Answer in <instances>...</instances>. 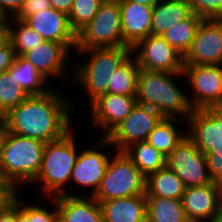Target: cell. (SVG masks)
<instances>
[{
	"label": "cell",
	"instance_id": "obj_1",
	"mask_svg": "<svg viewBox=\"0 0 222 222\" xmlns=\"http://www.w3.org/2000/svg\"><path fill=\"white\" fill-rule=\"evenodd\" d=\"M188 135L166 157V165L185 187L212 183L222 169V124L204 123Z\"/></svg>",
	"mask_w": 222,
	"mask_h": 222
},
{
	"label": "cell",
	"instance_id": "obj_2",
	"mask_svg": "<svg viewBox=\"0 0 222 222\" xmlns=\"http://www.w3.org/2000/svg\"><path fill=\"white\" fill-rule=\"evenodd\" d=\"M67 99L54 88L40 96H28L4 115L10 132L44 143L62 138L72 130V108Z\"/></svg>",
	"mask_w": 222,
	"mask_h": 222
},
{
	"label": "cell",
	"instance_id": "obj_3",
	"mask_svg": "<svg viewBox=\"0 0 222 222\" xmlns=\"http://www.w3.org/2000/svg\"><path fill=\"white\" fill-rule=\"evenodd\" d=\"M184 76L183 72H157L140 69L137 77L136 102L155 109L163 118H185L190 129L205 122L194 112L188 95L178 87L173 77Z\"/></svg>",
	"mask_w": 222,
	"mask_h": 222
},
{
	"label": "cell",
	"instance_id": "obj_4",
	"mask_svg": "<svg viewBox=\"0 0 222 222\" xmlns=\"http://www.w3.org/2000/svg\"><path fill=\"white\" fill-rule=\"evenodd\" d=\"M74 131L67 132L62 138L47 142L37 177L32 183L43 184L42 193L48 197L67 195L72 169L78 157Z\"/></svg>",
	"mask_w": 222,
	"mask_h": 222
},
{
	"label": "cell",
	"instance_id": "obj_5",
	"mask_svg": "<svg viewBox=\"0 0 222 222\" xmlns=\"http://www.w3.org/2000/svg\"><path fill=\"white\" fill-rule=\"evenodd\" d=\"M45 144L10 132L0 154V179L17 189L23 183L32 184L41 166Z\"/></svg>",
	"mask_w": 222,
	"mask_h": 222
},
{
	"label": "cell",
	"instance_id": "obj_6",
	"mask_svg": "<svg viewBox=\"0 0 222 222\" xmlns=\"http://www.w3.org/2000/svg\"><path fill=\"white\" fill-rule=\"evenodd\" d=\"M184 78L190 84L188 102L205 123L222 124V66L184 65Z\"/></svg>",
	"mask_w": 222,
	"mask_h": 222
},
{
	"label": "cell",
	"instance_id": "obj_7",
	"mask_svg": "<svg viewBox=\"0 0 222 222\" xmlns=\"http://www.w3.org/2000/svg\"><path fill=\"white\" fill-rule=\"evenodd\" d=\"M76 51L77 54L87 53L90 55L89 60L83 65L77 64L76 76L74 77V81L80 83L87 92L90 106L100 96L108 93V85L113 72L131 53V48L112 47Z\"/></svg>",
	"mask_w": 222,
	"mask_h": 222
},
{
	"label": "cell",
	"instance_id": "obj_8",
	"mask_svg": "<svg viewBox=\"0 0 222 222\" xmlns=\"http://www.w3.org/2000/svg\"><path fill=\"white\" fill-rule=\"evenodd\" d=\"M123 47L119 0H104L96 15L76 33L75 50Z\"/></svg>",
	"mask_w": 222,
	"mask_h": 222
},
{
	"label": "cell",
	"instance_id": "obj_9",
	"mask_svg": "<svg viewBox=\"0 0 222 222\" xmlns=\"http://www.w3.org/2000/svg\"><path fill=\"white\" fill-rule=\"evenodd\" d=\"M116 153L93 196L99 203L146 193V177L124 151Z\"/></svg>",
	"mask_w": 222,
	"mask_h": 222
},
{
	"label": "cell",
	"instance_id": "obj_10",
	"mask_svg": "<svg viewBox=\"0 0 222 222\" xmlns=\"http://www.w3.org/2000/svg\"><path fill=\"white\" fill-rule=\"evenodd\" d=\"M163 117L153 108L137 104L130 114L106 137H101L96 147L113 145L116 151H124L130 145L146 141L150 132Z\"/></svg>",
	"mask_w": 222,
	"mask_h": 222
},
{
	"label": "cell",
	"instance_id": "obj_11",
	"mask_svg": "<svg viewBox=\"0 0 222 222\" xmlns=\"http://www.w3.org/2000/svg\"><path fill=\"white\" fill-rule=\"evenodd\" d=\"M140 50V51H139ZM140 69L157 72H182L183 56L162 36L149 35L133 48Z\"/></svg>",
	"mask_w": 222,
	"mask_h": 222
},
{
	"label": "cell",
	"instance_id": "obj_12",
	"mask_svg": "<svg viewBox=\"0 0 222 222\" xmlns=\"http://www.w3.org/2000/svg\"><path fill=\"white\" fill-rule=\"evenodd\" d=\"M184 65H222V19H203L190 49L183 57Z\"/></svg>",
	"mask_w": 222,
	"mask_h": 222
},
{
	"label": "cell",
	"instance_id": "obj_13",
	"mask_svg": "<svg viewBox=\"0 0 222 222\" xmlns=\"http://www.w3.org/2000/svg\"><path fill=\"white\" fill-rule=\"evenodd\" d=\"M189 222H212L222 212V176L210 184L186 187L182 197Z\"/></svg>",
	"mask_w": 222,
	"mask_h": 222
},
{
	"label": "cell",
	"instance_id": "obj_14",
	"mask_svg": "<svg viewBox=\"0 0 222 222\" xmlns=\"http://www.w3.org/2000/svg\"><path fill=\"white\" fill-rule=\"evenodd\" d=\"M136 96L106 93L90 105L91 125L103 129L106 137L117 127L136 105Z\"/></svg>",
	"mask_w": 222,
	"mask_h": 222
},
{
	"label": "cell",
	"instance_id": "obj_15",
	"mask_svg": "<svg viewBox=\"0 0 222 222\" xmlns=\"http://www.w3.org/2000/svg\"><path fill=\"white\" fill-rule=\"evenodd\" d=\"M23 22L45 41L62 43L75 53L76 32L71 28L67 14L51 7L27 16Z\"/></svg>",
	"mask_w": 222,
	"mask_h": 222
},
{
	"label": "cell",
	"instance_id": "obj_16",
	"mask_svg": "<svg viewBox=\"0 0 222 222\" xmlns=\"http://www.w3.org/2000/svg\"><path fill=\"white\" fill-rule=\"evenodd\" d=\"M99 148H91L82 150L78 154L75 165L72 169L70 182H74L77 186L92 188L88 196H94L100 186L101 180L105 175L107 164L111 157ZM81 185V186H80Z\"/></svg>",
	"mask_w": 222,
	"mask_h": 222
},
{
	"label": "cell",
	"instance_id": "obj_17",
	"mask_svg": "<svg viewBox=\"0 0 222 222\" xmlns=\"http://www.w3.org/2000/svg\"><path fill=\"white\" fill-rule=\"evenodd\" d=\"M123 47L133 48L151 35L153 6L132 2H119Z\"/></svg>",
	"mask_w": 222,
	"mask_h": 222
},
{
	"label": "cell",
	"instance_id": "obj_18",
	"mask_svg": "<svg viewBox=\"0 0 222 222\" xmlns=\"http://www.w3.org/2000/svg\"><path fill=\"white\" fill-rule=\"evenodd\" d=\"M70 50L62 43L44 41L22 56L45 78L62 77L67 73L65 62ZM68 55V56H67Z\"/></svg>",
	"mask_w": 222,
	"mask_h": 222
},
{
	"label": "cell",
	"instance_id": "obj_19",
	"mask_svg": "<svg viewBox=\"0 0 222 222\" xmlns=\"http://www.w3.org/2000/svg\"><path fill=\"white\" fill-rule=\"evenodd\" d=\"M54 198L58 222H104L100 203L92 196L87 198L70 192Z\"/></svg>",
	"mask_w": 222,
	"mask_h": 222
},
{
	"label": "cell",
	"instance_id": "obj_20",
	"mask_svg": "<svg viewBox=\"0 0 222 222\" xmlns=\"http://www.w3.org/2000/svg\"><path fill=\"white\" fill-rule=\"evenodd\" d=\"M104 222H147L146 194L101 201Z\"/></svg>",
	"mask_w": 222,
	"mask_h": 222
},
{
	"label": "cell",
	"instance_id": "obj_21",
	"mask_svg": "<svg viewBox=\"0 0 222 222\" xmlns=\"http://www.w3.org/2000/svg\"><path fill=\"white\" fill-rule=\"evenodd\" d=\"M193 13L189 0H160L153 6L151 35L162 36Z\"/></svg>",
	"mask_w": 222,
	"mask_h": 222
},
{
	"label": "cell",
	"instance_id": "obj_22",
	"mask_svg": "<svg viewBox=\"0 0 222 222\" xmlns=\"http://www.w3.org/2000/svg\"><path fill=\"white\" fill-rule=\"evenodd\" d=\"M185 186L177 174L167 165L146 178V196L181 200Z\"/></svg>",
	"mask_w": 222,
	"mask_h": 222
},
{
	"label": "cell",
	"instance_id": "obj_23",
	"mask_svg": "<svg viewBox=\"0 0 222 222\" xmlns=\"http://www.w3.org/2000/svg\"><path fill=\"white\" fill-rule=\"evenodd\" d=\"M7 71L14 74L15 80L28 96H40L53 89L48 88V84L46 85L48 79L23 56H16L12 66Z\"/></svg>",
	"mask_w": 222,
	"mask_h": 222
},
{
	"label": "cell",
	"instance_id": "obj_24",
	"mask_svg": "<svg viewBox=\"0 0 222 222\" xmlns=\"http://www.w3.org/2000/svg\"><path fill=\"white\" fill-rule=\"evenodd\" d=\"M132 52L120 63L113 72L108 85V93L136 96L137 77L140 71Z\"/></svg>",
	"mask_w": 222,
	"mask_h": 222
},
{
	"label": "cell",
	"instance_id": "obj_25",
	"mask_svg": "<svg viewBox=\"0 0 222 222\" xmlns=\"http://www.w3.org/2000/svg\"><path fill=\"white\" fill-rule=\"evenodd\" d=\"M147 222H189L182 200L146 196Z\"/></svg>",
	"mask_w": 222,
	"mask_h": 222
},
{
	"label": "cell",
	"instance_id": "obj_26",
	"mask_svg": "<svg viewBox=\"0 0 222 222\" xmlns=\"http://www.w3.org/2000/svg\"><path fill=\"white\" fill-rule=\"evenodd\" d=\"M124 152L146 178L166 166V157L147 141L136 142Z\"/></svg>",
	"mask_w": 222,
	"mask_h": 222
},
{
	"label": "cell",
	"instance_id": "obj_27",
	"mask_svg": "<svg viewBox=\"0 0 222 222\" xmlns=\"http://www.w3.org/2000/svg\"><path fill=\"white\" fill-rule=\"evenodd\" d=\"M174 118H162L150 132L146 141L167 157L188 135L178 132Z\"/></svg>",
	"mask_w": 222,
	"mask_h": 222
},
{
	"label": "cell",
	"instance_id": "obj_28",
	"mask_svg": "<svg viewBox=\"0 0 222 222\" xmlns=\"http://www.w3.org/2000/svg\"><path fill=\"white\" fill-rule=\"evenodd\" d=\"M202 20V17L193 12L187 19L165 31L162 37L184 57L190 49L197 28Z\"/></svg>",
	"mask_w": 222,
	"mask_h": 222
},
{
	"label": "cell",
	"instance_id": "obj_29",
	"mask_svg": "<svg viewBox=\"0 0 222 222\" xmlns=\"http://www.w3.org/2000/svg\"><path fill=\"white\" fill-rule=\"evenodd\" d=\"M9 39L16 56H22L45 40L22 20L8 18ZM14 26V27H13Z\"/></svg>",
	"mask_w": 222,
	"mask_h": 222
},
{
	"label": "cell",
	"instance_id": "obj_30",
	"mask_svg": "<svg viewBox=\"0 0 222 222\" xmlns=\"http://www.w3.org/2000/svg\"><path fill=\"white\" fill-rule=\"evenodd\" d=\"M28 95L8 71L0 73V113L4 116L9 110L17 107Z\"/></svg>",
	"mask_w": 222,
	"mask_h": 222
},
{
	"label": "cell",
	"instance_id": "obj_31",
	"mask_svg": "<svg viewBox=\"0 0 222 222\" xmlns=\"http://www.w3.org/2000/svg\"><path fill=\"white\" fill-rule=\"evenodd\" d=\"M104 0H74L68 15L71 28L77 33L90 22Z\"/></svg>",
	"mask_w": 222,
	"mask_h": 222
},
{
	"label": "cell",
	"instance_id": "obj_32",
	"mask_svg": "<svg viewBox=\"0 0 222 222\" xmlns=\"http://www.w3.org/2000/svg\"><path fill=\"white\" fill-rule=\"evenodd\" d=\"M18 196L19 195L17 194L14 201L29 216V218L32 219V222H58L57 203L54 197L48 198L52 201V204H54L55 207L52 211L39 205H25V202L21 200V198L19 199Z\"/></svg>",
	"mask_w": 222,
	"mask_h": 222
},
{
	"label": "cell",
	"instance_id": "obj_33",
	"mask_svg": "<svg viewBox=\"0 0 222 222\" xmlns=\"http://www.w3.org/2000/svg\"><path fill=\"white\" fill-rule=\"evenodd\" d=\"M192 11L203 19H222V0H189Z\"/></svg>",
	"mask_w": 222,
	"mask_h": 222
},
{
	"label": "cell",
	"instance_id": "obj_34",
	"mask_svg": "<svg viewBox=\"0 0 222 222\" xmlns=\"http://www.w3.org/2000/svg\"><path fill=\"white\" fill-rule=\"evenodd\" d=\"M49 8H51L49 0H23V6L14 18L23 21L27 16Z\"/></svg>",
	"mask_w": 222,
	"mask_h": 222
},
{
	"label": "cell",
	"instance_id": "obj_35",
	"mask_svg": "<svg viewBox=\"0 0 222 222\" xmlns=\"http://www.w3.org/2000/svg\"><path fill=\"white\" fill-rule=\"evenodd\" d=\"M17 191L12 183L0 179V213L14 202Z\"/></svg>",
	"mask_w": 222,
	"mask_h": 222
},
{
	"label": "cell",
	"instance_id": "obj_36",
	"mask_svg": "<svg viewBox=\"0 0 222 222\" xmlns=\"http://www.w3.org/2000/svg\"><path fill=\"white\" fill-rule=\"evenodd\" d=\"M15 57L16 54L10 42L0 49V73L7 71L12 66Z\"/></svg>",
	"mask_w": 222,
	"mask_h": 222
},
{
	"label": "cell",
	"instance_id": "obj_37",
	"mask_svg": "<svg viewBox=\"0 0 222 222\" xmlns=\"http://www.w3.org/2000/svg\"><path fill=\"white\" fill-rule=\"evenodd\" d=\"M22 6L23 0H0V10L7 18L14 17Z\"/></svg>",
	"mask_w": 222,
	"mask_h": 222
},
{
	"label": "cell",
	"instance_id": "obj_38",
	"mask_svg": "<svg viewBox=\"0 0 222 222\" xmlns=\"http://www.w3.org/2000/svg\"><path fill=\"white\" fill-rule=\"evenodd\" d=\"M74 0H49L51 7L69 15Z\"/></svg>",
	"mask_w": 222,
	"mask_h": 222
},
{
	"label": "cell",
	"instance_id": "obj_39",
	"mask_svg": "<svg viewBox=\"0 0 222 222\" xmlns=\"http://www.w3.org/2000/svg\"><path fill=\"white\" fill-rule=\"evenodd\" d=\"M0 222H16V202L0 213Z\"/></svg>",
	"mask_w": 222,
	"mask_h": 222
},
{
	"label": "cell",
	"instance_id": "obj_40",
	"mask_svg": "<svg viewBox=\"0 0 222 222\" xmlns=\"http://www.w3.org/2000/svg\"><path fill=\"white\" fill-rule=\"evenodd\" d=\"M8 23V18L0 23V49L10 42Z\"/></svg>",
	"mask_w": 222,
	"mask_h": 222
},
{
	"label": "cell",
	"instance_id": "obj_41",
	"mask_svg": "<svg viewBox=\"0 0 222 222\" xmlns=\"http://www.w3.org/2000/svg\"><path fill=\"white\" fill-rule=\"evenodd\" d=\"M10 133V129L8 127V123L4 116L0 119V154L2 151V148L4 147L7 137Z\"/></svg>",
	"mask_w": 222,
	"mask_h": 222
},
{
	"label": "cell",
	"instance_id": "obj_42",
	"mask_svg": "<svg viewBox=\"0 0 222 222\" xmlns=\"http://www.w3.org/2000/svg\"><path fill=\"white\" fill-rule=\"evenodd\" d=\"M16 222H32V219L16 203Z\"/></svg>",
	"mask_w": 222,
	"mask_h": 222
},
{
	"label": "cell",
	"instance_id": "obj_43",
	"mask_svg": "<svg viewBox=\"0 0 222 222\" xmlns=\"http://www.w3.org/2000/svg\"><path fill=\"white\" fill-rule=\"evenodd\" d=\"M160 0H119V2H132L137 4H144L154 6Z\"/></svg>",
	"mask_w": 222,
	"mask_h": 222
},
{
	"label": "cell",
	"instance_id": "obj_44",
	"mask_svg": "<svg viewBox=\"0 0 222 222\" xmlns=\"http://www.w3.org/2000/svg\"><path fill=\"white\" fill-rule=\"evenodd\" d=\"M212 222H222V212Z\"/></svg>",
	"mask_w": 222,
	"mask_h": 222
},
{
	"label": "cell",
	"instance_id": "obj_45",
	"mask_svg": "<svg viewBox=\"0 0 222 222\" xmlns=\"http://www.w3.org/2000/svg\"><path fill=\"white\" fill-rule=\"evenodd\" d=\"M7 19V17L3 14V12L0 10V23L4 22Z\"/></svg>",
	"mask_w": 222,
	"mask_h": 222
}]
</instances>
